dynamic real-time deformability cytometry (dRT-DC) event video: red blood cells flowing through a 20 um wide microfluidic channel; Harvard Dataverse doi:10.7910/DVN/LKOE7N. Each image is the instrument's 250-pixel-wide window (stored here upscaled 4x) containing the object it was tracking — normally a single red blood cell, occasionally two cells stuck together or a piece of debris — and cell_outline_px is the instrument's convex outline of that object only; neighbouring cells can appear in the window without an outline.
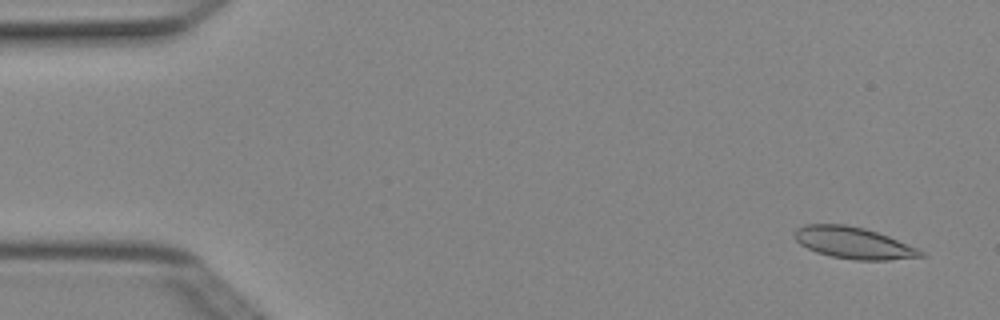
{"species": "Egyptian fruit bat (a non-hibernating species)", "species_latin": "Rousettus aegyptiacus", "temperature_condition": "cold", "stored_images_in_passage": 4, "camera_frame_rate_fps": 3000, "um_per_image_px": 0.085, "animal": {"sex": "female"}, "frame": {"image": 1, "passage_image": 1, "time_ms": 0.0, "image_size_px": [1000, 320], "cell_outline_px": [[928, 256], [888, 260], [856, 260], [832, 256], [816, 252], [800, 244], [792, 236], [792, 232], [796, 228], [804, 224], [844, 224], [864, 228], [888, 236], [916, 248], [924, 252]], "centroid_in_image_um": [72.5, 20.64], "position_along_channel_um": 12.5, "area_um2": 23.24}}
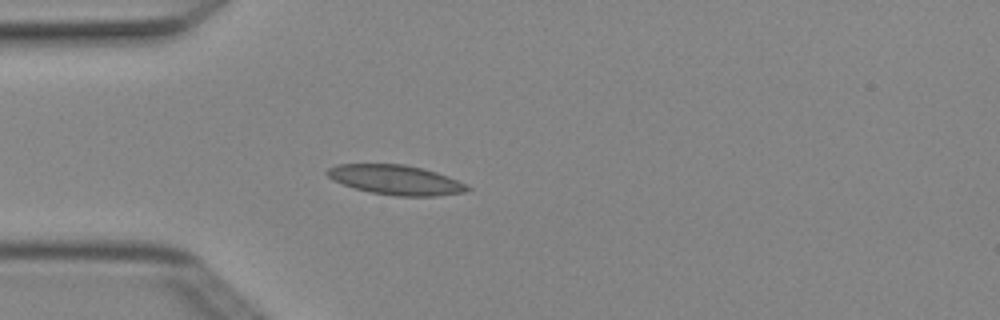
{"frame": {"image": 2, "passage_image": 4, "time_ms": 1.0, "image_size_px": [1000, 320], "cell_outline_px": [[472, 188], [464, 192], [436, 196], [396, 196], [372, 192], [356, 188], [332, 180], [324, 172], [328, 168], [336, 164], [404, 164], [436, 172], [448, 176]], "centroid_in_image_um": [33.61, 15.28], "position_along_channel_um": 51.4, "area_um2": 23.99}}